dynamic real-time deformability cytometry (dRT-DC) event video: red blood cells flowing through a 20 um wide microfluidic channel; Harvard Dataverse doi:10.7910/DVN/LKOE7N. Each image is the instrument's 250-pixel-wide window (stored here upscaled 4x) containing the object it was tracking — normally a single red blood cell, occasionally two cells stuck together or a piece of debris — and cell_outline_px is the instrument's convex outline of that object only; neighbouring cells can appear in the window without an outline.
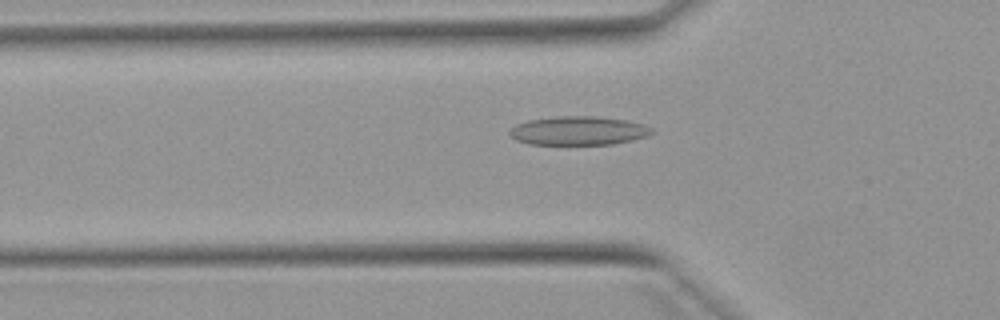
{"species": "Egyptian fruit bat (a non-hibernating species)", "species_latin": "Rousettus aegyptiacus", "temperature_condition": "warm", "stored_images_in_passage": 52, "camera_frame_rate_fps": 3000, "um_per_image_px": 0.085, "animal": {"sex": "female"}, "frame": {"image": 1, "passage_image": 17, "time_ms": 5.333, "image_size_px": [1000, 320], "cell_outline_px": [[652, 132], [648, 136], [632, 140], [612, 144], [528, 144], [516, 140], [508, 132], [516, 124], [528, 120], [556, 116], [596, 116], [628, 120], [644, 124], [652, 128]], "centroid_in_image_um": [49.18, 11.1], "position_along_channel_um": 76.6, "area_um2": 23.87}}
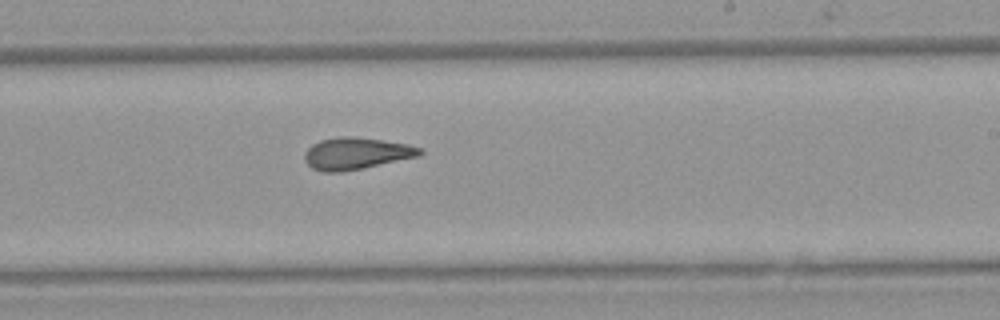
{"frame": {"image": 2, "passage_image": 31, "time_ms": 10.0, "image_size_px": [1000, 320], "cell_outline_px": [[424, 152], [420, 156], [364, 168], [340, 172], [320, 172], [312, 168], [304, 160], [304, 152], [312, 144], [320, 140], [340, 136], [356, 136], [408, 144], [420, 148]], "centroid_in_image_um": [30.26, 13.04], "position_along_channel_um": 258.7, "area_um2": 21.62}}
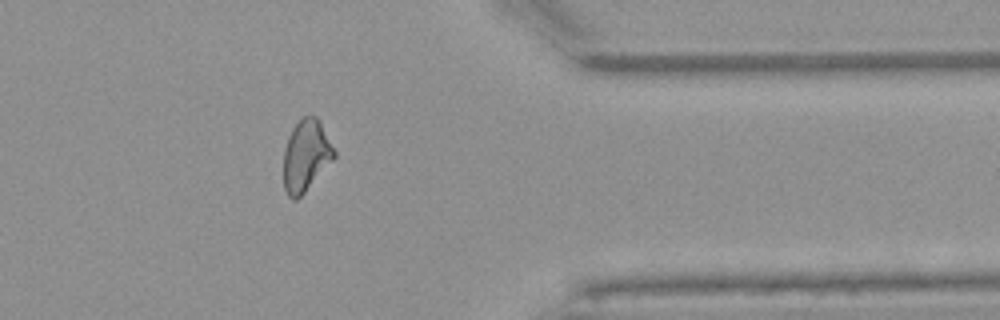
{"frame": {"image": 3, "passage_image": 42, "time_ms": 13.667, "image_size_px": [1000, 320], "cell_outline_px": [[336, 156], [304, 192], [296, 200], [292, 200], [288, 196], [284, 188], [284, 148], [288, 136], [292, 128], [304, 116], [316, 116], [320, 120], [336, 152]], "centroid_in_image_um": [26.0, 13.21], "position_along_channel_um": 385.4, "area_um2": 20.92}, "authors_computed_cell_mechanics": {"area_um2": 21.6461, "velocity_mm_per_s": 3.8945, "shape_relaxation_time_tau1_ms": null, "shape_relaxation_time_tau2_ms": 3.4418, "deformation_change_tau1": null, "deformation_change_tau2": 0.1159}}